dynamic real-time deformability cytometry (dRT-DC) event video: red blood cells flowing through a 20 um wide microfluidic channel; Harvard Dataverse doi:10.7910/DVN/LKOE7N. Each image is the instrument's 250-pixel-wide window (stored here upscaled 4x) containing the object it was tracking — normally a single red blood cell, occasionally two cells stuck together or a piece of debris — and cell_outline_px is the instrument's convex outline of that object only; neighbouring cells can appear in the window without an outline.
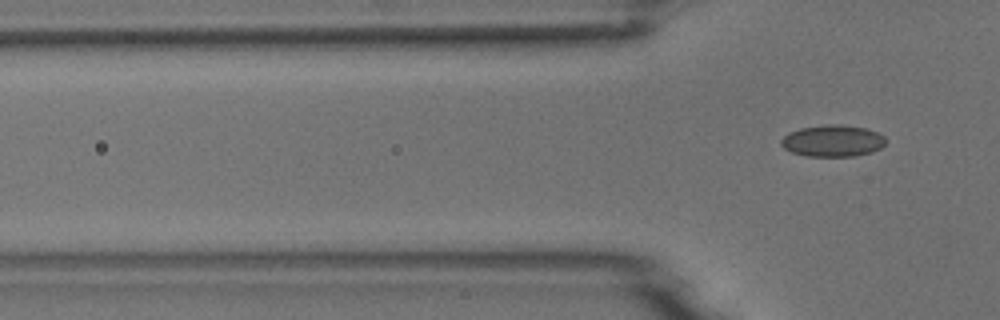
{"species": "common noctule bat (a hibernating species)", "species_latin": "Nyctalus noctula", "temperature_condition": "room temperature", "stored_images_in_passage": 6, "camera_frame_rate_fps": 3000, "um_per_image_px": 0.085, "animal": {"sex": "male", "body_mass_g": 18.8}, "frame": {"image": 1, "passage_image": 6, "time_ms": 6.667, "image_size_px": [1000, 320], "cell_outline_px": [[888, 140], [880, 148], [872, 152], [856, 156], [804, 156], [792, 152], [784, 148], [780, 144], [780, 140], [788, 132], [800, 128], [828, 124], [840, 124], [868, 128], [884, 136]], "centroid_in_image_um": [70.78, 11.97], "position_along_channel_um": 55.0, "area_um2": 19.54}}